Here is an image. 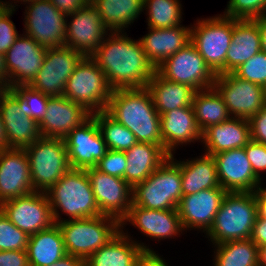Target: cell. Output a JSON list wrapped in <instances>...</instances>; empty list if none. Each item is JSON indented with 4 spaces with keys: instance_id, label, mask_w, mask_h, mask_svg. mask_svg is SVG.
<instances>
[{
    "instance_id": "obj_21",
    "label": "cell",
    "mask_w": 266,
    "mask_h": 266,
    "mask_svg": "<svg viewBox=\"0 0 266 266\" xmlns=\"http://www.w3.org/2000/svg\"><path fill=\"white\" fill-rule=\"evenodd\" d=\"M46 49L32 38L19 35L13 45L5 53L9 75V88L30 85L42 67Z\"/></svg>"
},
{
    "instance_id": "obj_9",
    "label": "cell",
    "mask_w": 266,
    "mask_h": 266,
    "mask_svg": "<svg viewBox=\"0 0 266 266\" xmlns=\"http://www.w3.org/2000/svg\"><path fill=\"white\" fill-rule=\"evenodd\" d=\"M232 32L233 18L223 14L197 19L191 25V43L215 74L226 73V54Z\"/></svg>"
},
{
    "instance_id": "obj_5",
    "label": "cell",
    "mask_w": 266,
    "mask_h": 266,
    "mask_svg": "<svg viewBox=\"0 0 266 266\" xmlns=\"http://www.w3.org/2000/svg\"><path fill=\"white\" fill-rule=\"evenodd\" d=\"M56 224L61 230L66 253L84 261L121 230V223L117 219L105 215Z\"/></svg>"
},
{
    "instance_id": "obj_56",
    "label": "cell",
    "mask_w": 266,
    "mask_h": 266,
    "mask_svg": "<svg viewBox=\"0 0 266 266\" xmlns=\"http://www.w3.org/2000/svg\"><path fill=\"white\" fill-rule=\"evenodd\" d=\"M258 264L266 266V245L258 247Z\"/></svg>"
},
{
    "instance_id": "obj_44",
    "label": "cell",
    "mask_w": 266,
    "mask_h": 266,
    "mask_svg": "<svg viewBox=\"0 0 266 266\" xmlns=\"http://www.w3.org/2000/svg\"><path fill=\"white\" fill-rule=\"evenodd\" d=\"M14 11L16 9H10L0 18V53L4 55L19 37L16 26L11 20Z\"/></svg>"
},
{
    "instance_id": "obj_7",
    "label": "cell",
    "mask_w": 266,
    "mask_h": 266,
    "mask_svg": "<svg viewBox=\"0 0 266 266\" xmlns=\"http://www.w3.org/2000/svg\"><path fill=\"white\" fill-rule=\"evenodd\" d=\"M24 149L29 160L31 184L37 192H47L71 169L64 138L41 136Z\"/></svg>"
},
{
    "instance_id": "obj_26",
    "label": "cell",
    "mask_w": 266,
    "mask_h": 266,
    "mask_svg": "<svg viewBox=\"0 0 266 266\" xmlns=\"http://www.w3.org/2000/svg\"><path fill=\"white\" fill-rule=\"evenodd\" d=\"M128 233L120 230L85 261V266H137L145 253H155L147 244L132 240Z\"/></svg>"
},
{
    "instance_id": "obj_58",
    "label": "cell",
    "mask_w": 266,
    "mask_h": 266,
    "mask_svg": "<svg viewBox=\"0 0 266 266\" xmlns=\"http://www.w3.org/2000/svg\"><path fill=\"white\" fill-rule=\"evenodd\" d=\"M13 1H14V4H13ZM13 1L10 0V1L7 2L10 9H17L15 7L18 6V4H15V3L21 2L20 4H24L25 5L26 3L31 2L33 0H13Z\"/></svg>"
},
{
    "instance_id": "obj_38",
    "label": "cell",
    "mask_w": 266,
    "mask_h": 266,
    "mask_svg": "<svg viewBox=\"0 0 266 266\" xmlns=\"http://www.w3.org/2000/svg\"><path fill=\"white\" fill-rule=\"evenodd\" d=\"M91 115L95 118L108 149L124 152L138 142L127 127L118 123L106 111Z\"/></svg>"
},
{
    "instance_id": "obj_48",
    "label": "cell",
    "mask_w": 266,
    "mask_h": 266,
    "mask_svg": "<svg viewBox=\"0 0 266 266\" xmlns=\"http://www.w3.org/2000/svg\"><path fill=\"white\" fill-rule=\"evenodd\" d=\"M62 14L68 16L86 6L90 0H49Z\"/></svg>"
},
{
    "instance_id": "obj_16",
    "label": "cell",
    "mask_w": 266,
    "mask_h": 266,
    "mask_svg": "<svg viewBox=\"0 0 266 266\" xmlns=\"http://www.w3.org/2000/svg\"><path fill=\"white\" fill-rule=\"evenodd\" d=\"M85 170L101 215L121 223L132 205L133 188L123 178L102 173L95 167Z\"/></svg>"
},
{
    "instance_id": "obj_14",
    "label": "cell",
    "mask_w": 266,
    "mask_h": 266,
    "mask_svg": "<svg viewBox=\"0 0 266 266\" xmlns=\"http://www.w3.org/2000/svg\"><path fill=\"white\" fill-rule=\"evenodd\" d=\"M0 209L28 236L55 224L48 197L44 192L34 191L31 194L4 201Z\"/></svg>"
},
{
    "instance_id": "obj_23",
    "label": "cell",
    "mask_w": 266,
    "mask_h": 266,
    "mask_svg": "<svg viewBox=\"0 0 266 266\" xmlns=\"http://www.w3.org/2000/svg\"><path fill=\"white\" fill-rule=\"evenodd\" d=\"M128 222L146 237L156 241L180 237L184 232L177 209L154 210L132 203L127 216L121 221V230Z\"/></svg>"
},
{
    "instance_id": "obj_45",
    "label": "cell",
    "mask_w": 266,
    "mask_h": 266,
    "mask_svg": "<svg viewBox=\"0 0 266 266\" xmlns=\"http://www.w3.org/2000/svg\"><path fill=\"white\" fill-rule=\"evenodd\" d=\"M244 149L254 174L262 180L260 173L266 171V145L250 140Z\"/></svg>"
},
{
    "instance_id": "obj_33",
    "label": "cell",
    "mask_w": 266,
    "mask_h": 266,
    "mask_svg": "<svg viewBox=\"0 0 266 266\" xmlns=\"http://www.w3.org/2000/svg\"><path fill=\"white\" fill-rule=\"evenodd\" d=\"M29 266H50L67 253L59 226L29 236L27 245Z\"/></svg>"
},
{
    "instance_id": "obj_37",
    "label": "cell",
    "mask_w": 266,
    "mask_h": 266,
    "mask_svg": "<svg viewBox=\"0 0 266 266\" xmlns=\"http://www.w3.org/2000/svg\"><path fill=\"white\" fill-rule=\"evenodd\" d=\"M182 9L180 0H144L146 22L148 27L152 28H171L181 25Z\"/></svg>"
},
{
    "instance_id": "obj_11",
    "label": "cell",
    "mask_w": 266,
    "mask_h": 266,
    "mask_svg": "<svg viewBox=\"0 0 266 266\" xmlns=\"http://www.w3.org/2000/svg\"><path fill=\"white\" fill-rule=\"evenodd\" d=\"M156 71L165 79L187 84L196 91L214 87L216 74L190 42L169 56Z\"/></svg>"
},
{
    "instance_id": "obj_6",
    "label": "cell",
    "mask_w": 266,
    "mask_h": 266,
    "mask_svg": "<svg viewBox=\"0 0 266 266\" xmlns=\"http://www.w3.org/2000/svg\"><path fill=\"white\" fill-rule=\"evenodd\" d=\"M132 203L154 210L177 209L182 194L180 166L169 156L133 188Z\"/></svg>"
},
{
    "instance_id": "obj_18",
    "label": "cell",
    "mask_w": 266,
    "mask_h": 266,
    "mask_svg": "<svg viewBox=\"0 0 266 266\" xmlns=\"http://www.w3.org/2000/svg\"><path fill=\"white\" fill-rule=\"evenodd\" d=\"M0 115L9 148L24 149L41 137L39 123L22 112L20 95L13 88L0 90Z\"/></svg>"
},
{
    "instance_id": "obj_54",
    "label": "cell",
    "mask_w": 266,
    "mask_h": 266,
    "mask_svg": "<svg viewBox=\"0 0 266 266\" xmlns=\"http://www.w3.org/2000/svg\"><path fill=\"white\" fill-rule=\"evenodd\" d=\"M261 32V48L266 53V14L256 18Z\"/></svg>"
},
{
    "instance_id": "obj_8",
    "label": "cell",
    "mask_w": 266,
    "mask_h": 266,
    "mask_svg": "<svg viewBox=\"0 0 266 266\" xmlns=\"http://www.w3.org/2000/svg\"><path fill=\"white\" fill-rule=\"evenodd\" d=\"M112 91L105 72L91 56H85L68 78L64 96L93 114L106 111Z\"/></svg>"
},
{
    "instance_id": "obj_49",
    "label": "cell",
    "mask_w": 266,
    "mask_h": 266,
    "mask_svg": "<svg viewBox=\"0 0 266 266\" xmlns=\"http://www.w3.org/2000/svg\"><path fill=\"white\" fill-rule=\"evenodd\" d=\"M250 239L258 246L266 245V219L260 218L258 215L255 219Z\"/></svg>"
},
{
    "instance_id": "obj_20",
    "label": "cell",
    "mask_w": 266,
    "mask_h": 266,
    "mask_svg": "<svg viewBox=\"0 0 266 266\" xmlns=\"http://www.w3.org/2000/svg\"><path fill=\"white\" fill-rule=\"evenodd\" d=\"M220 186L227 192H256L263 180L253 172L244 147L213 155Z\"/></svg>"
},
{
    "instance_id": "obj_34",
    "label": "cell",
    "mask_w": 266,
    "mask_h": 266,
    "mask_svg": "<svg viewBox=\"0 0 266 266\" xmlns=\"http://www.w3.org/2000/svg\"><path fill=\"white\" fill-rule=\"evenodd\" d=\"M110 32H124L144 11V0H90Z\"/></svg>"
},
{
    "instance_id": "obj_3",
    "label": "cell",
    "mask_w": 266,
    "mask_h": 266,
    "mask_svg": "<svg viewBox=\"0 0 266 266\" xmlns=\"http://www.w3.org/2000/svg\"><path fill=\"white\" fill-rule=\"evenodd\" d=\"M45 193L55 223L101 215L86 170L70 169ZM59 212L65 213L68 219L62 218Z\"/></svg>"
},
{
    "instance_id": "obj_41",
    "label": "cell",
    "mask_w": 266,
    "mask_h": 266,
    "mask_svg": "<svg viewBox=\"0 0 266 266\" xmlns=\"http://www.w3.org/2000/svg\"><path fill=\"white\" fill-rule=\"evenodd\" d=\"M233 73L241 79L264 87L266 85V53L259 51L242 63Z\"/></svg>"
},
{
    "instance_id": "obj_15",
    "label": "cell",
    "mask_w": 266,
    "mask_h": 266,
    "mask_svg": "<svg viewBox=\"0 0 266 266\" xmlns=\"http://www.w3.org/2000/svg\"><path fill=\"white\" fill-rule=\"evenodd\" d=\"M71 169L94 168L108 151L107 144L91 115L64 138Z\"/></svg>"
},
{
    "instance_id": "obj_47",
    "label": "cell",
    "mask_w": 266,
    "mask_h": 266,
    "mask_svg": "<svg viewBox=\"0 0 266 266\" xmlns=\"http://www.w3.org/2000/svg\"><path fill=\"white\" fill-rule=\"evenodd\" d=\"M0 266H29L27 251H0Z\"/></svg>"
},
{
    "instance_id": "obj_4",
    "label": "cell",
    "mask_w": 266,
    "mask_h": 266,
    "mask_svg": "<svg viewBox=\"0 0 266 266\" xmlns=\"http://www.w3.org/2000/svg\"><path fill=\"white\" fill-rule=\"evenodd\" d=\"M257 215L255 192H227L205 237L212 245L250 239Z\"/></svg>"
},
{
    "instance_id": "obj_28",
    "label": "cell",
    "mask_w": 266,
    "mask_h": 266,
    "mask_svg": "<svg viewBox=\"0 0 266 266\" xmlns=\"http://www.w3.org/2000/svg\"><path fill=\"white\" fill-rule=\"evenodd\" d=\"M251 140L249 120L231 117L209 126L202 132L204 153L214 155L223 151L243 148Z\"/></svg>"
},
{
    "instance_id": "obj_46",
    "label": "cell",
    "mask_w": 266,
    "mask_h": 266,
    "mask_svg": "<svg viewBox=\"0 0 266 266\" xmlns=\"http://www.w3.org/2000/svg\"><path fill=\"white\" fill-rule=\"evenodd\" d=\"M251 140L266 145V104L249 119Z\"/></svg>"
},
{
    "instance_id": "obj_60",
    "label": "cell",
    "mask_w": 266,
    "mask_h": 266,
    "mask_svg": "<svg viewBox=\"0 0 266 266\" xmlns=\"http://www.w3.org/2000/svg\"><path fill=\"white\" fill-rule=\"evenodd\" d=\"M260 188L266 193V187L265 186L264 187L260 186Z\"/></svg>"
},
{
    "instance_id": "obj_27",
    "label": "cell",
    "mask_w": 266,
    "mask_h": 266,
    "mask_svg": "<svg viewBox=\"0 0 266 266\" xmlns=\"http://www.w3.org/2000/svg\"><path fill=\"white\" fill-rule=\"evenodd\" d=\"M147 28L149 29L148 33L140 37V40L147 58L155 68L191 42V25Z\"/></svg>"
},
{
    "instance_id": "obj_17",
    "label": "cell",
    "mask_w": 266,
    "mask_h": 266,
    "mask_svg": "<svg viewBox=\"0 0 266 266\" xmlns=\"http://www.w3.org/2000/svg\"><path fill=\"white\" fill-rule=\"evenodd\" d=\"M66 18L65 46L85 56H91L110 33L90 2Z\"/></svg>"
},
{
    "instance_id": "obj_52",
    "label": "cell",
    "mask_w": 266,
    "mask_h": 266,
    "mask_svg": "<svg viewBox=\"0 0 266 266\" xmlns=\"http://www.w3.org/2000/svg\"><path fill=\"white\" fill-rule=\"evenodd\" d=\"M9 88L8 67L5 55L0 53V90Z\"/></svg>"
},
{
    "instance_id": "obj_53",
    "label": "cell",
    "mask_w": 266,
    "mask_h": 266,
    "mask_svg": "<svg viewBox=\"0 0 266 266\" xmlns=\"http://www.w3.org/2000/svg\"><path fill=\"white\" fill-rule=\"evenodd\" d=\"M257 202V212L260 218L266 219V193L259 188L255 192Z\"/></svg>"
},
{
    "instance_id": "obj_29",
    "label": "cell",
    "mask_w": 266,
    "mask_h": 266,
    "mask_svg": "<svg viewBox=\"0 0 266 266\" xmlns=\"http://www.w3.org/2000/svg\"><path fill=\"white\" fill-rule=\"evenodd\" d=\"M261 32L256 19H233L232 41L226 54V73L261 51Z\"/></svg>"
},
{
    "instance_id": "obj_22",
    "label": "cell",
    "mask_w": 266,
    "mask_h": 266,
    "mask_svg": "<svg viewBox=\"0 0 266 266\" xmlns=\"http://www.w3.org/2000/svg\"><path fill=\"white\" fill-rule=\"evenodd\" d=\"M35 190L30 180L29 160L25 149L0 151V205Z\"/></svg>"
},
{
    "instance_id": "obj_42",
    "label": "cell",
    "mask_w": 266,
    "mask_h": 266,
    "mask_svg": "<svg viewBox=\"0 0 266 266\" xmlns=\"http://www.w3.org/2000/svg\"><path fill=\"white\" fill-rule=\"evenodd\" d=\"M223 15L233 19H256L266 14V0H229Z\"/></svg>"
},
{
    "instance_id": "obj_40",
    "label": "cell",
    "mask_w": 266,
    "mask_h": 266,
    "mask_svg": "<svg viewBox=\"0 0 266 266\" xmlns=\"http://www.w3.org/2000/svg\"><path fill=\"white\" fill-rule=\"evenodd\" d=\"M29 236L17 228L0 209V251L27 250Z\"/></svg>"
},
{
    "instance_id": "obj_24",
    "label": "cell",
    "mask_w": 266,
    "mask_h": 266,
    "mask_svg": "<svg viewBox=\"0 0 266 266\" xmlns=\"http://www.w3.org/2000/svg\"><path fill=\"white\" fill-rule=\"evenodd\" d=\"M91 116L80 104L63 96L49 97L46 113L39 122L42 137L65 138Z\"/></svg>"
},
{
    "instance_id": "obj_57",
    "label": "cell",
    "mask_w": 266,
    "mask_h": 266,
    "mask_svg": "<svg viewBox=\"0 0 266 266\" xmlns=\"http://www.w3.org/2000/svg\"><path fill=\"white\" fill-rule=\"evenodd\" d=\"M10 10L7 1L0 0V18L5 15Z\"/></svg>"
},
{
    "instance_id": "obj_50",
    "label": "cell",
    "mask_w": 266,
    "mask_h": 266,
    "mask_svg": "<svg viewBox=\"0 0 266 266\" xmlns=\"http://www.w3.org/2000/svg\"><path fill=\"white\" fill-rule=\"evenodd\" d=\"M137 266H168L162 256L155 253H145L138 261Z\"/></svg>"
},
{
    "instance_id": "obj_36",
    "label": "cell",
    "mask_w": 266,
    "mask_h": 266,
    "mask_svg": "<svg viewBox=\"0 0 266 266\" xmlns=\"http://www.w3.org/2000/svg\"><path fill=\"white\" fill-rule=\"evenodd\" d=\"M213 247V266H259L258 246L251 239L226 241Z\"/></svg>"
},
{
    "instance_id": "obj_1",
    "label": "cell",
    "mask_w": 266,
    "mask_h": 266,
    "mask_svg": "<svg viewBox=\"0 0 266 266\" xmlns=\"http://www.w3.org/2000/svg\"><path fill=\"white\" fill-rule=\"evenodd\" d=\"M91 57L113 90L146 88L156 72L141 40L131 39L126 32H110Z\"/></svg>"
},
{
    "instance_id": "obj_35",
    "label": "cell",
    "mask_w": 266,
    "mask_h": 266,
    "mask_svg": "<svg viewBox=\"0 0 266 266\" xmlns=\"http://www.w3.org/2000/svg\"><path fill=\"white\" fill-rule=\"evenodd\" d=\"M192 108L197 126L201 132L211 125L222 123L232 117L223 97L215 87L196 91Z\"/></svg>"
},
{
    "instance_id": "obj_43",
    "label": "cell",
    "mask_w": 266,
    "mask_h": 266,
    "mask_svg": "<svg viewBox=\"0 0 266 266\" xmlns=\"http://www.w3.org/2000/svg\"><path fill=\"white\" fill-rule=\"evenodd\" d=\"M126 162V155L123 151L108 149L95 168L102 173L124 179Z\"/></svg>"
},
{
    "instance_id": "obj_39",
    "label": "cell",
    "mask_w": 266,
    "mask_h": 266,
    "mask_svg": "<svg viewBox=\"0 0 266 266\" xmlns=\"http://www.w3.org/2000/svg\"><path fill=\"white\" fill-rule=\"evenodd\" d=\"M13 89L20 95L22 112L39 123L46 113L49 96L33 89L30 85H20Z\"/></svg>"
},
{
    "instance_id": "obj_55",
    "label": "cell",
    "mask_w": 266,
    "mask_h": 266,
    "mask_svg": "<svg viewBox=\"0 0 266 266\" xmlns=\"http://www.w3.org/2000/svg\"><path fill=\"white\" fill-rule=\"evenodd\" d=\"M9 149L8 138L6 130L0 115V151Z\"/></svg>"
},
{
    "instance_id": "obj_32",
    "label": "cell",
    "mask_w": 266,
    "mask_h": 266,
    "mask_svg": "<svg viewBox=\"0 0 266 266\" xmlns=\"http://www.w3.org/2000/svg\"><path fill=\"white\" fill-rule=\"evenodd\" d=\"M147 89L151 93L154 107L159 115L176 108L191 106L196 92L187 84L163 78L157 71L150 79Z\"/></svg>"
},
{
    "instance_id": "obj_31",
    "label": "cell",
    "mask_w": 266,
    "mask_h": 266,
    "mask_svg": "<svg viewBox=\"0 0 266 266\" xmlns=\"http://www.w3.org/2000/svg\"><path fill=\"white\" fill-rule=\"evenodd\" d=\"M169 156L180 166L183 196L220 186L216 162L212 155L204 153L191 160L184 159L185 161H178L174 154Z\"/></svg>"
},
{
    "instance_id": "obj_30",
    "label": "cell",
    "mask_w": 266,
    "mask_h": 266,
    "mask_svg": "<svg viewBox=\"0 0 266 266\" xmlns=\"http://www.w3.org/2000/svg\"><path fill=\"white\" fill-rule=\"evenodd\" d=\"M124 180L134 188L146 180L168 157L169 154L157 144L137 142L128 150Z\"/></svg>"
},
{
    "instance_id": "obj_59",
    "label": "cell",
    "mask_w": 266,
    "mask_h": 266,
    "mask_svg": "<svg viewBox=\"0 0 266 266\" xmlns=\"http://www.w3.org/2000/svg\"><path fill=\"white\" fill-rule=\"evenodd\" d=\"M264 98H265V102H266V85L264 86Z\"/></svg>"
},
{
    "instance_id": "obj_12",
    "label": "cell",
    "mask_w": 266,
    "mask_h": 266,
    "mask_svg": "<svg viewBox=\"0 0 266 266\" xmlns=\"http://www.w3.org/2000/svg\"><path fill=\"white\" fill-rule=\"evenodd\" d=\"M85 55L70 47L47 49L42 67L30 86L49 97L63 96L66 82Z\"/></svg>"
},
{
    "instance_id": "obj_51",
    "label": "cell",
    "mask_w": 266,
    "mask_h": 266,
    "mask_svg": "<svg viewBox=\"0 0 266 266\" xmlns=\"http://www.w3.org/2000/svg\"><path fill=\"white\" fill-rule=\"evenodd\" d=\"M50 266H85V261L74 255L66 254L63 258L59 259Z\"/></svg>"
},
{
    "instance_id": "obj_19",
    "label": "cell",
    "mask_w": 266,
    "mask_h": 266,
    "mask_svg": "<svg viewBox=\"0 0 266 266\" xmlns=\"http://www.w3.org/2000/svg\"><path fill=\"white\" fill-rule=\"evenodd\" d=\"M227 191L221 186L182 196L177 206L183 230L207 233ZM203 229V230H202Z\"/></svg>"
},
{
    "instance_id": "obj_10",
    "label": "cell",
    "mask_w": 266,
    "mask_h": 266,
    "mask_svg": "<svg viewBox=\"0 0 266 266\" xmlns=\"http://www.w3.org/2000/svg\"><path fill=\"white\" fill-rule=\"evenodd\" d=\"M24 14V34L32 37L41 48L47 50L65 46L67 16L49 0L28 2Z\"/></svg>"
},
{
    "instance_id": "obj_2",
    "label": "cell",
    "mask_w": 266,
    "mask_h": 266,
    "mask_svg": "<svg viewBox=\"0 0 266 266\" xmlns=\"http://www.w3.org/2000/svg\"><path fill=\"white\" fill-rule=\"evenodd\" d=\"M106 112L127 127L138 142L163 148L160 115L147 87L113 90Z\"/></svg>"
},
{
    "instance_id": "obj_13",
    "label": "cell",
    "mask_w": 266,
    "mask_h": 266,
    "mask_svg": "<svg viewBox=\"0 0 266 266\" xmlns=\"http://www.w3.org/2000/svg\"><path fill=\"white\" fill-rule=\"evenodd\" d=\"M214 87L232 117L249 120L266 104L263 86L241 79L233 72L216 74Z\"/></svg>"
},
{
    "instance_id": "obj_25",
    "label": "cell",
    "mask_w": 266,
    "mask_h": 266,
    "mask_svg": "<svg viewBox=\"0 0 266 266\" xmlns=\"http://www.w3.org/2000/svg\"><path fill=\"white\" fill-rule=\"evenodd\" d=\"M160 123L163 149L169 155L175 154L179 146L202 141L192 105L161 114Z\"/></svg>"
}]
</instances>
